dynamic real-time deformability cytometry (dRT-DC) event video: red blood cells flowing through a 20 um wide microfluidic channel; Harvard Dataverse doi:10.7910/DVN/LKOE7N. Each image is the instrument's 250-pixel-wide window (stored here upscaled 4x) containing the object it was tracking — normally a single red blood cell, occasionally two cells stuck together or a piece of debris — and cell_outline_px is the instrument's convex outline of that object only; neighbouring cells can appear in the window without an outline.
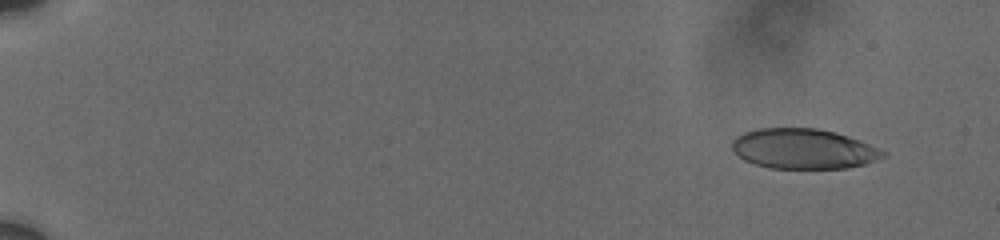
{"species": "human", "species_latin": "Homo sapiens", "temperature_condition": "cold", "stored_images_in_passage": 36, "camera_frame_rate_fps": 3000, "um_per_image_px": 0.085, "donor": {"sex": "male"}, "frame": {"image": 1, "passage_image": 4, "time_ms": 1.333, "image_size_px": [1000, 240], "cell_outline_px": [[888, 152], [884, 156], [876, 160], [864, 164], [848, 168], [768, 168], [752, 164], [744, 160], [732, 152], [732, 140], [736, 136], [744, 132], [756, 128], [816, 128], [836, 132], [848, 136]], "centroid_in_image_um": [68.24, 12.65], "position_along_channel_um": 16.8, "area_um2": 35.49}}
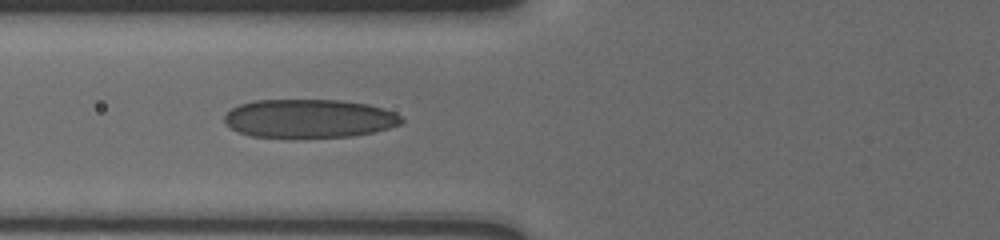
{"frame": {"image": 2, "passage_image": 32, "time_ms": 8.0, "image_size_px": [1000, 240], "cell_outline_px": [[404, 120], [400, 124], [388, 128], [372, 132], [352, 136], [252, 136], [240, 132], [224, 124], [224, 116], [232, 108], [240, 104], [252, 100], [340, 100], [368, 104], [392, 112], [400, 116]], "centroid_in_image_um": [26.25, 10.05], "position_along_channel_um": 99.6, "area_um2": 39.13}}
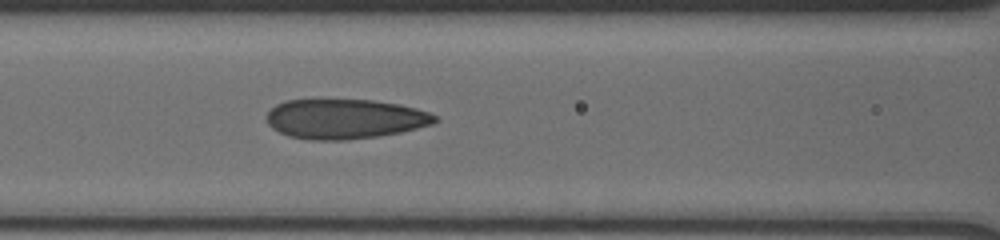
{"frame": {"image": 3, "passage_image": 36, "time_ms": 9.0, "image_size_px": [1000, 240], "cell_outline_px": [[440, 120], [432, 124], [400, 132], [376, 136], [348, 140], [312, 140], [288, 136], [272, 128], [268, 124], [268, 112], [276, 104], [284, 100], [320, 96], [372, 100], [396, 104], [416, 108], [428, 112], [436, 116]], "centroid_in_image_um": [29.25, 10.05], "position_along_channel_um": 137.3, "area_um2": 40.06}}